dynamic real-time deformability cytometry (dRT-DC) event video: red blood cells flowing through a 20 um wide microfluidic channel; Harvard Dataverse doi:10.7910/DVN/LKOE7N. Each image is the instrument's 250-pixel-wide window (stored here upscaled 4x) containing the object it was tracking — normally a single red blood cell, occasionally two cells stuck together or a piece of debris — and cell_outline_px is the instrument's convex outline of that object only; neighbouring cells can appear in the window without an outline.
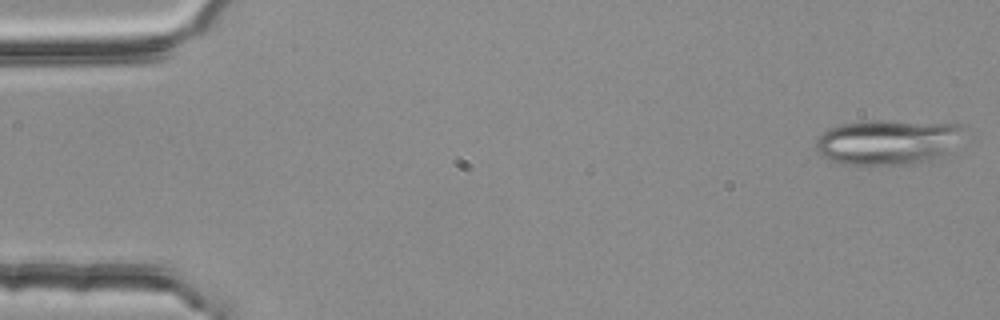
{"species": "common noctule bat (a hibernating species)", "species_latin": "Nyctalus noctula", "temperature_condition": "room temperature", "stored_images_in_passage": 53, "segment_of_instrument_passage": [1, 2], "camera_frame_rate_fps": 3000, "um_per_image_px": 0.085, "animal": {"sex": "female", "body_mass_g": 25.1}, "frame": {"image": 1, "passage_image": 1, "time_ms": 0.0, "image_size_px": [1000, 320], "cell_outline_px": [[964, 124], [948, 152], [928, 160], [904, 164], [840, 164], [820, 156], [816, 148], [816, 140], [828, 128], [844, 124], [868, 120], [888, 120]], "centroid_in_image_um": [75.37, 12.05], "position_along_channel_um": 9.6, "area_um2": 38.26}}